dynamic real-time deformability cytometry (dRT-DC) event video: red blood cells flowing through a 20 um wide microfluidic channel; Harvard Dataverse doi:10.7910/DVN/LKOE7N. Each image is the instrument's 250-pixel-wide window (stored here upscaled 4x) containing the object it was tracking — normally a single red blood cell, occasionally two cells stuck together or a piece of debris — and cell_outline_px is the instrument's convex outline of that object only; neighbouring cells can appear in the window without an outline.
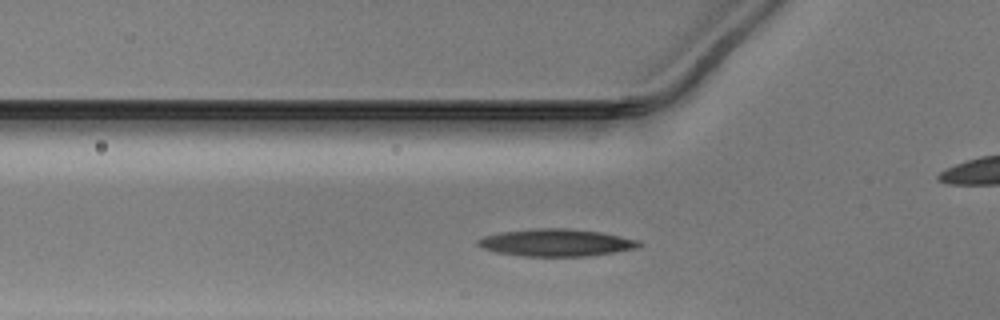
{"species": "Egyptian fruit bat (a non-hibernating species)", "species_latin": "Rousettus aegyptiacus", "temperature_condition": "warm", "stored_images_in_passage": 31, "camera_frame_rate_fps": 3000, "um_per_image_px": 0.085, "animal": {"sex": "male"}, "frame": {"image": 1, "passage_image": 8, "time_ms": 2.333, "image_size_px": [1000, 320], "cell_outline_px": [[644, 244], [640, 248], [588, 256], [524, 256], [496, 252], [480, 248], [476, 244], [476, 240], [484, 236], [500, 232], [536, 228], [564, 228], [600, 232], [640, 240]], "centroid_in_image_um": [47.28, 20.62], "position_along_channel_um": 78.5, "area_um2": 25.78}}
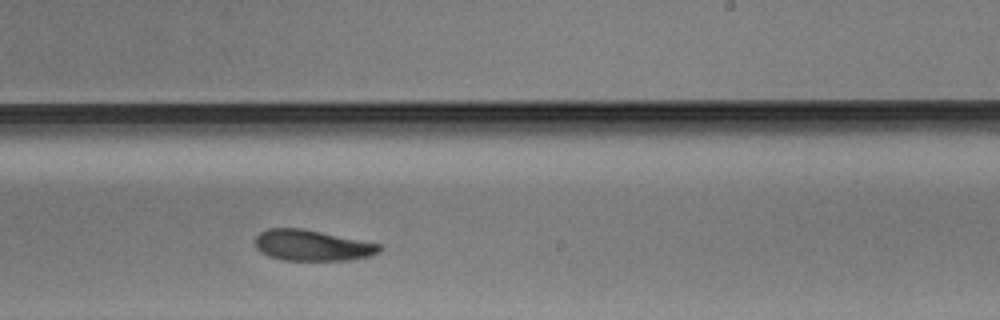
{"frame": {"image": 2, "passage_image": 22, "time_ms": 7.0, "image_size_px": [1000, 320], "cell_outline_px": [[384, 248], [380, 252], [368, 256], [348, 260], [284, 260], [268, 256], [260, 252], [256, 248], [252, 240], [260, 232], [268, 228], [300, 228], [380, 244]], "centroid_in_image_um": [26.48, 20.86], "position_along_channel_um": 262.5, "area_um2": 22.37}}
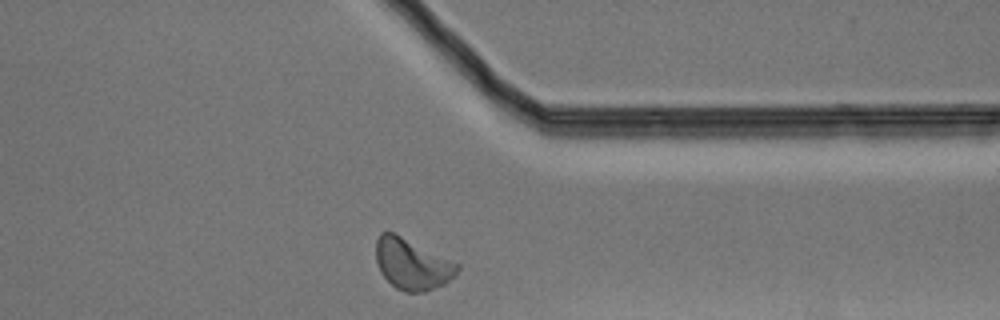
{"frame": {"image": 3, "passage_image": 31, "time_ms": 10.0, "image_size_px": [1000, 320], "cell_outline_px": [[460, 268], [456, 276], [444, 284], [424, 292], [404, 292], [396, 288], [380, 272], [376, 264], [376, 240], [380, 232], [392, 232], [460, 264]], "centroid_in_image_um": [35.03, 22.47], "position_along_channel_um": 376.4, "area_um2": 24.04}}